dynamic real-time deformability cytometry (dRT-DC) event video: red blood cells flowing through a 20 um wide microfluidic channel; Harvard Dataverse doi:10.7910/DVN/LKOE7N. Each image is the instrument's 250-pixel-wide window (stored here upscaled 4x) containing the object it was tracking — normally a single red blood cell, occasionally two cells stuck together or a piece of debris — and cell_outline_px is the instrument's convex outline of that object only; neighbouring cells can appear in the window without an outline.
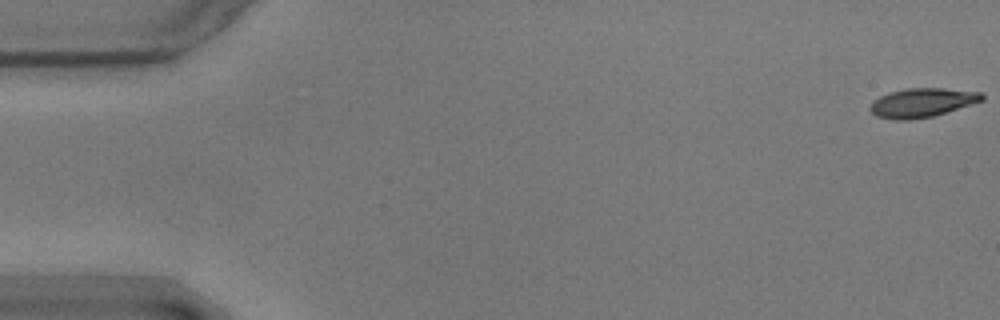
{"species": "common noctule bat (a hibernating species)", "species_latin": "Nyctalus noctula", "temperature_condition": "warm", "stored_images_in_passage": 57, "camera_frame_rate_fps": 3000, "um_per_image_px": 0.085, "animal": {"sex": "male", "body_mass_g": 17.9}, "frame": {"image": 1, "passage_image": 1, "time_ms": 0.0, "image_size_px": [1000, 320], "cell_outline_px": [[984, 100], [932, 116], [912, 120], [892, 120], [876, 116], [868, 108], [872, 100], [888, 92], [908, 88], [944, 88], [984, 92]], "centroid_in_image_um": [78.35, 8.72], "position_along_channel_um": 6.7, "area_um2": 19.07}}
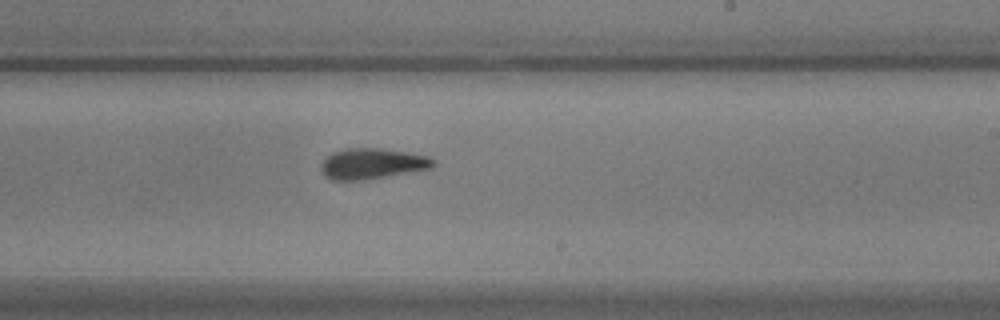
{"frame": {"image": 2, "passage_image": 34, "time_ms": 11.0, "image_size_px": [1000, 320], "cell_outline_px": [[436, 164], [432, 168], [360, 180], [332, 180], [324, 176], [320, 172], [320, 164], [332, 152], [344, 148], [380, 148], [408, 152], [428, 156], [436, 160]], "centroid_in_image_um": [31.61, 13.9], "position_along_channel_um": 257.4, "area_um2": 20.11}}
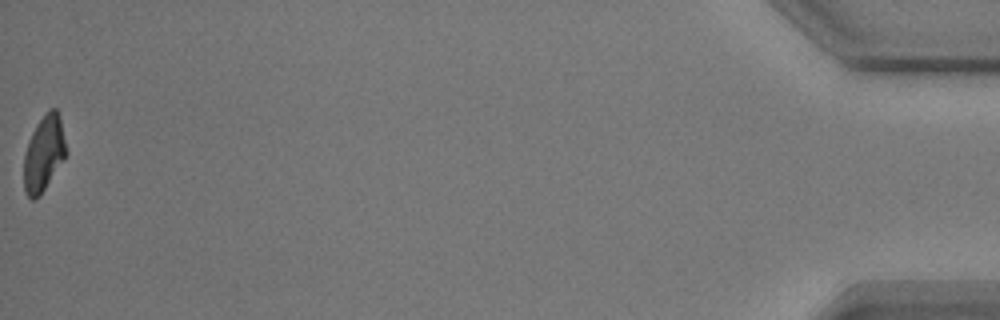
{"frame": {"image": 3, "passage_image": 57, "time_ms": 18.667, "image_size_px": [1000, 320], "cell_outline_px": [[68, 152], [64, 160], [40, 196], [36, 200], [32, 200], [24, 192], [24, 156], [28, 140], [36, 124], [48, 108], [56, 108], [60, 116]], "centroid_in_image_um": [3.74, 13.04], "position_along_channel_um": 431.5, "area_um2": 19.02}, "authors_computed_cell_mechanics": {"area_um2": 19.7676, "velocity_mm_per_s": 3.5645, "shape_relaxation_time_tau1_ms": 4.4102, "shape_relaxation_time_tau2_ms": 3.4418, "deformation_change_tau1": 0.1645, "deformation_change_tau2": 0.1195}}